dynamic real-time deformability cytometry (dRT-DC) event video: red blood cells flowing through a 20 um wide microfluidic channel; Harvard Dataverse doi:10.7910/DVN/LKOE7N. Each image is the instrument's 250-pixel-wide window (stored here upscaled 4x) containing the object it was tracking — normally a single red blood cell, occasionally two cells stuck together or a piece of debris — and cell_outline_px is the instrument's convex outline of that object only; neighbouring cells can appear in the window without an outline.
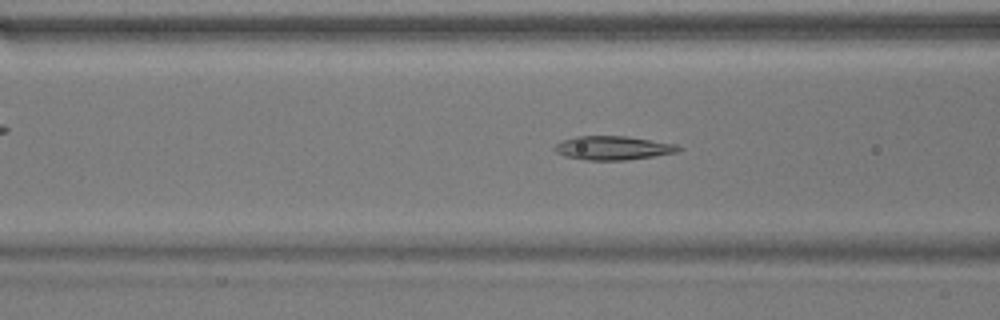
{"species": "common noctule bat (a hibernating species)", "species_latin": "Nyctalus noctula", "temperature_condition": "warm", "stored_images_in_passage": 40, "camera_frame_rate_fps": 3000, "um_per_image_px": 0.085, "animal": {"sex": "male", "body_mass_g": 17.9}, "frame": {"image": 1, "passage_image": 8, "time_ms": 2.333, "image_size_px": [1000, 320], "cell_outline_px": [[684, 148], [680, 152], [628, 160], [588, 160], [564, 156], [556, 152], [552, 148], [556, 144], [564, 140], [576, 136], [624, 136], [676, 144]], "centroid_in_image_um": [52.13, 12.58], "position_along_channel_um": 114.5, "area_um2": 17.22}}
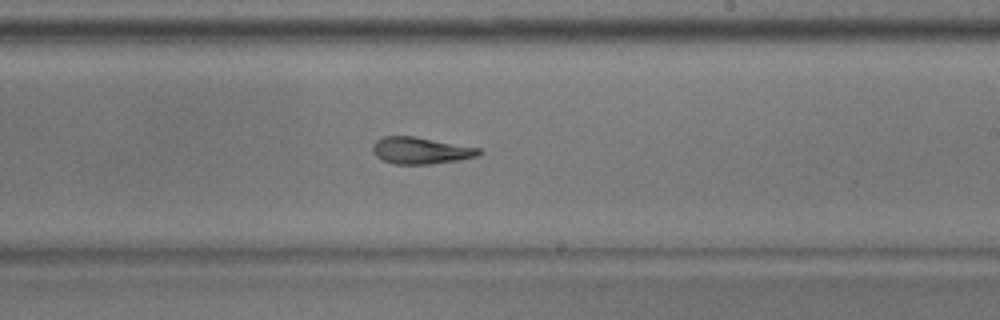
{"frame": {"image": 2, "passage_image": 19, "time_ms": 6.0, "image_size_px": [1000, 320], "cell_outline_px": [[484, 152], [480, 156], [460, 160], [428, 164], [392, 164], [376, 156], [372, 152], [372, 144], [376, 140], [384, 136], [416, 136], [480, 148]], "centroid_in_image_um": [35.79, 12.79], "position_along_channel_um": 253.2, "area_um2": 16.82}}
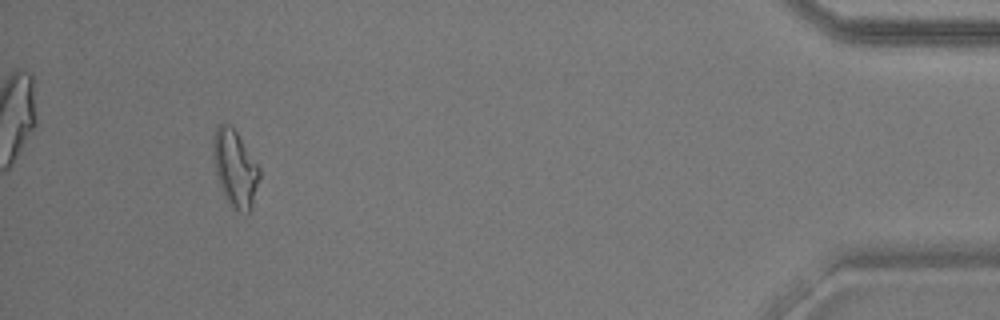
{"frame": {"image": 3, "passage_image": 37, "time_ms": 12.0, "image_size_px": [1000, 320], "cell_outline_px": [[260, 176], [252, 208], [248, 212], [232, 208], [224, 196], [216, 172], [212, 152], [212, 140], [216, 128], [220, 124], [228, 124], [236, 132], [260, 168]], "centroid_in_image_um": [19.98, 14.31], "position_along_channel_um": 415.2, "area_um2": 20.35}, "authors_computed_cell_mechanics": {"area_um2": 17.2244, "velocity_mm_per_s": 3.7884, "shape_relaxation_time_tau1_ms": null, "shape_relaxation_time_tau2_ms": 3.5146, "deformation_change_tau1": null, "deformation_change_tau2": 0.1262}}